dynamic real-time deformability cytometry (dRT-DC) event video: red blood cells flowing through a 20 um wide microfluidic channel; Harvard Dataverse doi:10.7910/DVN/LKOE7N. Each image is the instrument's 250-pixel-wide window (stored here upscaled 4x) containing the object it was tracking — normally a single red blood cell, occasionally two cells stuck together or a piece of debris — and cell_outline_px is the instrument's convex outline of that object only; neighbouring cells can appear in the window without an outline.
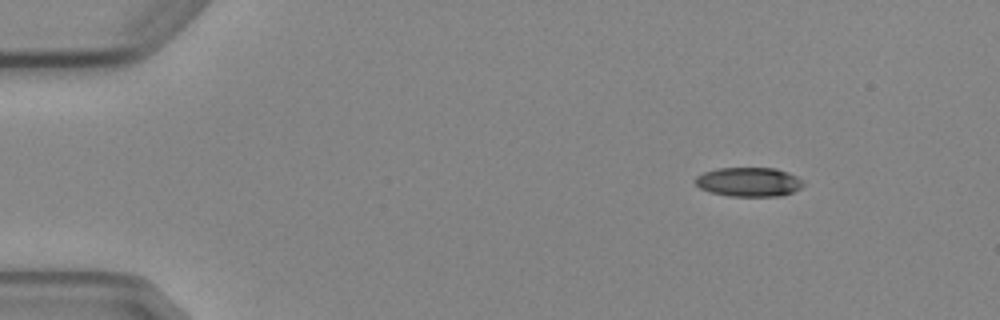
{"species": "Egyptian fruit bat (a non-hibernating species)", "species_latin": "Rousettus aegyptiacus", "temperature_condition": "cold", "stored_images_in_passage": 5, "camera_frame_rate_fps": 3000, "um_per_image_px": 0.085, "animal": {"sex": "female"}, "frame": {"image": 1, "passage_image": 2, "time_ms": 1.0, "image_size_px": [1000, 320], "cell_outline_px": [[804, 184], [800, 188], [792, 192], [780, 196], [728, 196], [712, 192], [700, 188], [692, 180], [696, 176], [704, 172], [716, 168], [776, 168], [788, 172], [796, 176]], "centroid_in_image_um": [63.62, 15.46], "position_along_channel_um": 21.4, "area_um2": 18.38}}
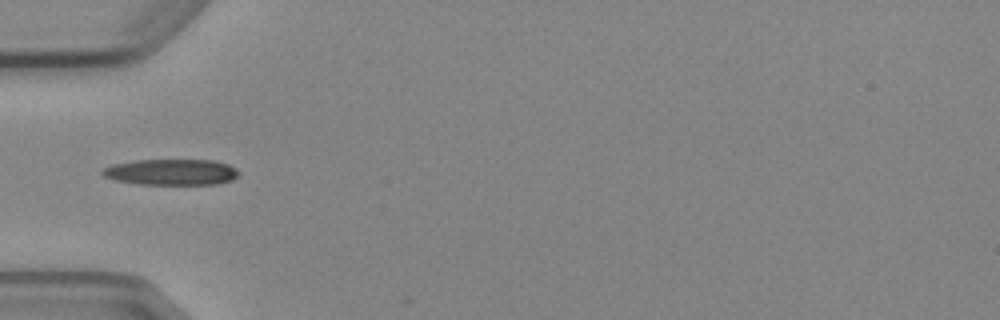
{"frame": {"image": 2, "passage_image": 5, "time_ms": 4.667, "image_size_px": [1000, 320], "cell_outline_px": [[240, 172], [232, 180], [216, 184], [136, 184], [116, 180], [104, 176], [100, 172], [104, 168], [112, 164], [136, 160], [212, 160], [228, 164], [236, 168]], "centroid_in_image_um": [14.56, 14.62], "position_along_channel_um": 70.4, "area_um2": 20.63}}